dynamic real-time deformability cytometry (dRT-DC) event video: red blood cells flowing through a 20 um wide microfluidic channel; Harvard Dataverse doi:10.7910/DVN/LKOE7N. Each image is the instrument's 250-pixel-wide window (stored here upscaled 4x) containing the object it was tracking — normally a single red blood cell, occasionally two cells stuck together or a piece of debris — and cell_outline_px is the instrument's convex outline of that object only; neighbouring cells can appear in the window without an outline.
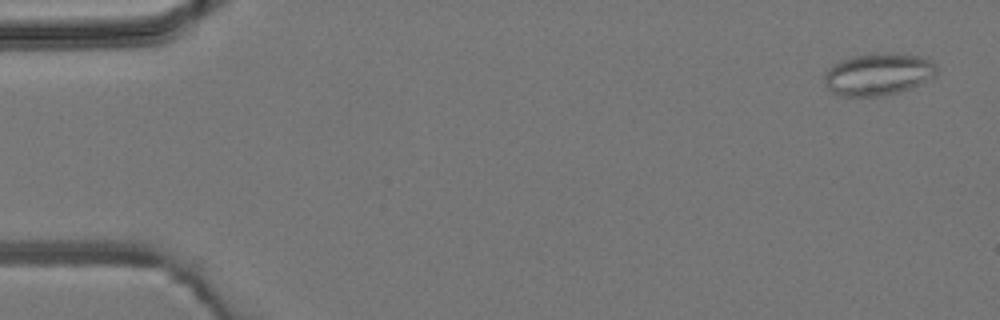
{"species": "common noctule bat (a hibernating species)", "species_latin": "Nyctalus noctula", "temperature_condition": "room temperature", "stored_images_in_passage": 7, "camera_frame_rate_fps": 3000, "um_per_image_px": 0.085, "animal": {"sex": "male", "body_mass_g": 19.2, "forearm_length_mm": 51.8}, "frame": {"image": 1, "passage_image": 1, "time_ms": 0.0, "image_size_px": [1000, 320], "cell_outline_px": [[936, 72], [932, 76], [908, 88], [896, 92], [880, 96], [840, 96], [832, 92], [828, 88], [824, 80], [824, 72], [832, 64], [840, 60], [872, 52], [892, 52], [928, 56], [936, 64]], "centroid_in_image_um": [74.62, 6.26], "position_along_channel_um": 10.4, "area_um2": 27.74}}
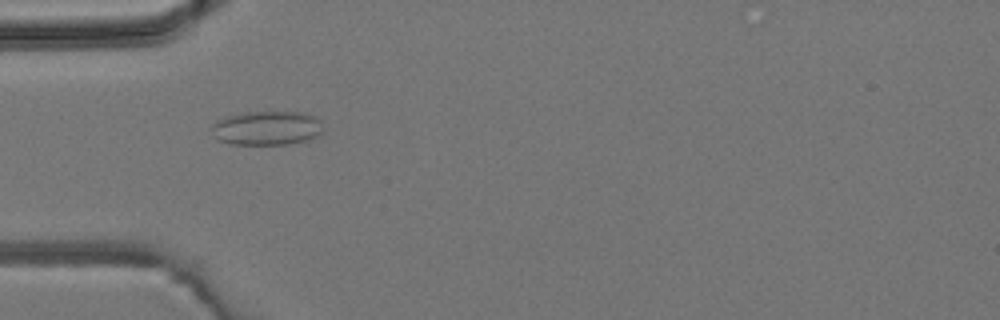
{"frame": {"image": 2, "passage_image": 5, "time_ms": 4.333, "image_size_px": [1000, 320], "cell_outline_px": [[320, 132], [316, 136], [308, 140], [288, 144], [232, 144], [220, 140], [212, 136], [212, 124], [216, 120], [224, 116], [244, 112], [304, 112], [316, 116], [320, 120]], "centroid_in_image_um": [22.64, 10.87], "position_along_channel_um": 62.4, "area_um2": 22.25}}
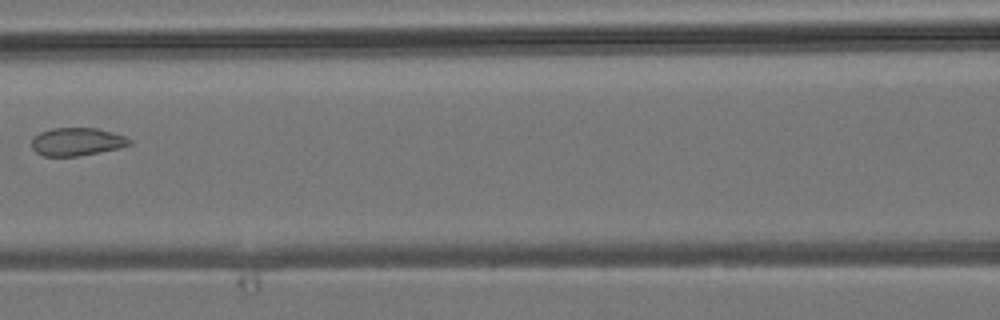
{"frame": {"image": 3, "passage_image": 7, "time_ms": 6.667, "image_size_px": [1000, 320], "cell_outline_px": [[132, 144], [120, 148], [80, 156], [44, 156], [36, 152], [32, 148], [32, 140], [40, 132], [52, 128], [96, 128], [112, 132], [124, 136], [132, 140]], "centroid_in_image_um": [6.56, 12.05], "position_along_channel_um": 160.0, "area_um2": 15.95}}